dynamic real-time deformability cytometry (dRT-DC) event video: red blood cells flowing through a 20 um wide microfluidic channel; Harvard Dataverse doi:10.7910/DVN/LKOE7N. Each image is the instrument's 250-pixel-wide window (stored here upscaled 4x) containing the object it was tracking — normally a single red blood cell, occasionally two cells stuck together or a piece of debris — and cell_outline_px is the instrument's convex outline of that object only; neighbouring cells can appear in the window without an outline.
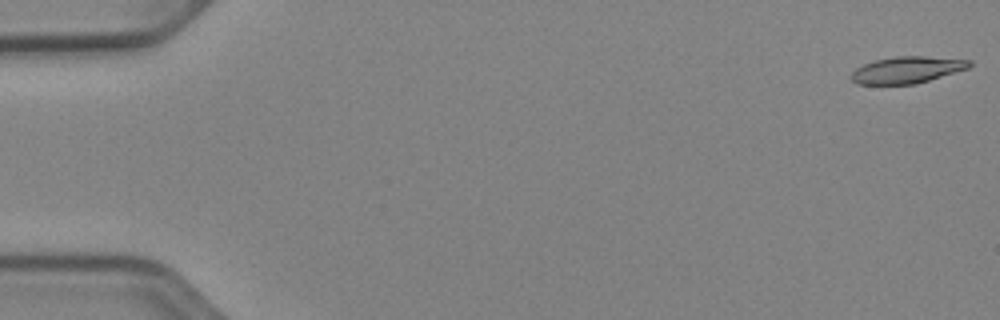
{"species": "Egyptian fruit bat (a non-hibernating species)", "species_latin": "Rousettus aegyptiacus", "temperature_condition": "cold", "stored_images_in_passage": 52, "camera_frame_rate_fps": 3000, "um_per_image_px": 0.085, "animal": {"sex": "female"}, "frame": {"image": 1, "passage_image": 1, "time_ms": 0.0, "image_size_px": [1000, 320], "cell_outline_px": [[972, 64], [968, 68], [916, 84], [856, 84], [852, 80], [852, 72], [856, 68], [864, 64], [876, 60], [896, 56], [924, 56], [972, 60]], "centroid_in_image_um": [77.1, 5.93], "position_along_channel_um": 7.9, "area_um2": 18.21}}
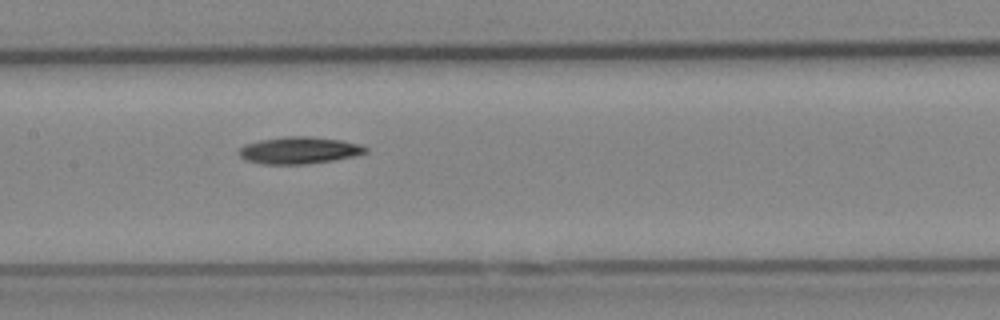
{"frame": {"image": 2, "passage_image": 26, "time_ms": 8.333, "image_size_px": [1000, 320], "cell_outline_px": [[368, 152], [336, 160], [308, 164], [260, 164], [244, 160], [236, 152], [244, 144], [260, 140], [284, 136], [308, 136], [340, 140], [360, 144], [368, 148]], "centroid_in_image_um": [25.39, 12.78], "position_along_channel_um": 182.0, "area_um2": 20.11}}
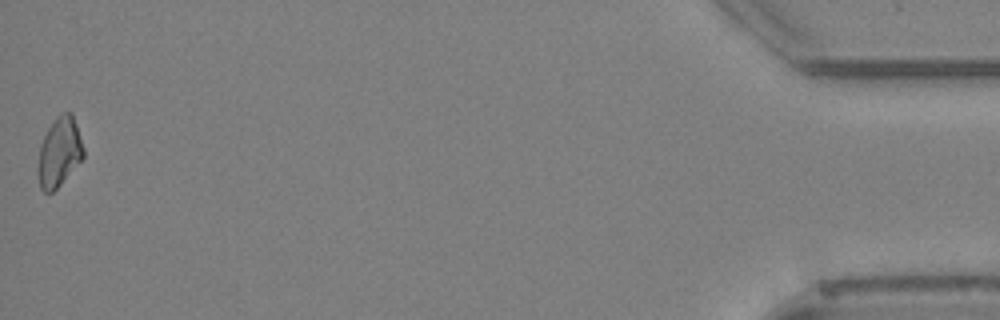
{"frame": {"image": 3, "passage_image": 52, "time_ms": 17.0, "image_size_px": [1000, 320], "cell_outline_px": [[84, 156], [60, 184], [52, 192], [44, 192], [40, 188], [36, 172], [36, 168], [40, 144], [48, 128], [56, 116], [60, 112], [72, 112], [84, 148]], "centroid_in_image_um": [5.0, 12.92], "position_along_channel_um": 430.2, "area_um2": 18.44}, "authors_computed_cell_mechanics": {"area_um2": 18.9584, "velocity_mm_per_s": 3.9342, "shape_relaxation_time_tau1_ms": 8.4723, "shape_relaxation_time_tau2_ms": null, "deformation_change_tau1": 0.1659, "deformation_change_tau2": null}}